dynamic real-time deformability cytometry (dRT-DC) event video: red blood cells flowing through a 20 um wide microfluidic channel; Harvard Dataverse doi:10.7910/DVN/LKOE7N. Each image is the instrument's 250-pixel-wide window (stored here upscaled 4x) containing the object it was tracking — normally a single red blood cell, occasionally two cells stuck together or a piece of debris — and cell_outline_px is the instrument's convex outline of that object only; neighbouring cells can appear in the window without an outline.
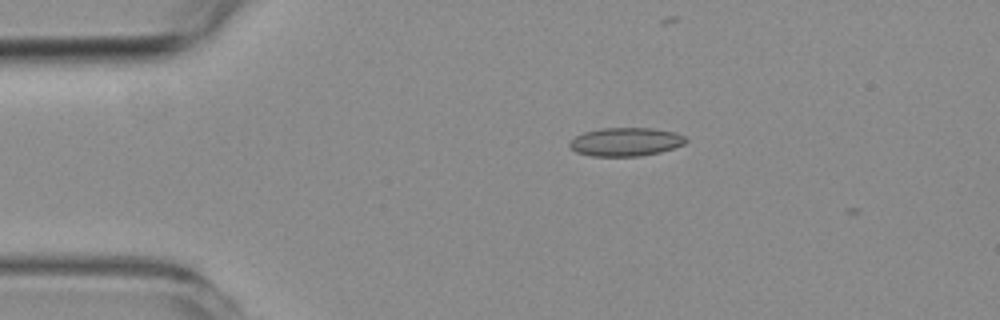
{"species": "common noctule bat (a hibernating species)", "species_latin": "Nyctalus noctula", "temperature_condition": "room temperature", "stored_images_in_passage": 2, "camera_frame_rate_fps": 3000, "um_per_image_px": 0.085, "animal": {"sex": "female", "body_mass_g": 19.3, "forearm_length_mm": 54.1}, "frame": {"image": 1, "passage_image": 1, "time_ms": 0.0, "image_size_px": [1000, 320], "cell_outline_px": [[688, 140], [684, 144], [660, 152], [640, 156], [592, 156], [576, 152], [568, 144], [576, 136], [584, 132], [600, 128], [652, 128], [676, 132], [684, 136]], "centroid_in_image_um": [53.2, 12.05], "position_along_channel_um": 31.8, "area_um2": 19.25}}